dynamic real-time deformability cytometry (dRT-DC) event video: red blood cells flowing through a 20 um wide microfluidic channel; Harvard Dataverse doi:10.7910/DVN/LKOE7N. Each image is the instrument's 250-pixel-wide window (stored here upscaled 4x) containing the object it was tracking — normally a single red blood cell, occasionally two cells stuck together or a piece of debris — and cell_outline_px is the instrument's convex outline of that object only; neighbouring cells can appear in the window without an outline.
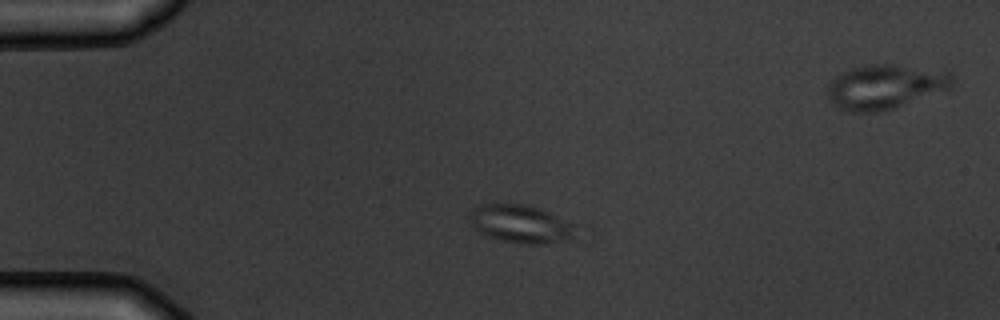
{"species": "common noctule bat (a hibernating species)", "species_latin": "Nyctalus noctula", "temperature_condition": "warm", "stored_images_in_passage": 3, "segment_of_instrument_passage": [1, 2], "camera_frame_rate_fps": 3000, "um_per_image_px": 0.085, "animal": {"sex": "male", "body_mass_g": 19.5, "forearm_length_mm": 54.6}, "frame": {"image": 1, "passage_image": 1, "time_ms": 0.0, "image_size_px": [1000, 320], "cell_outline_px": [[572, 236], [568, 240], [536, 244], [524, 244], [500, 240], [488, 236], [480, 232], [472, 224], [472, 208], [480, 204], [528, 204], [572, 224]], "centroid_in_image_um": [44.19, 19.03], "position_along_channel_um": 40.8, "area_um2": 22.6}}